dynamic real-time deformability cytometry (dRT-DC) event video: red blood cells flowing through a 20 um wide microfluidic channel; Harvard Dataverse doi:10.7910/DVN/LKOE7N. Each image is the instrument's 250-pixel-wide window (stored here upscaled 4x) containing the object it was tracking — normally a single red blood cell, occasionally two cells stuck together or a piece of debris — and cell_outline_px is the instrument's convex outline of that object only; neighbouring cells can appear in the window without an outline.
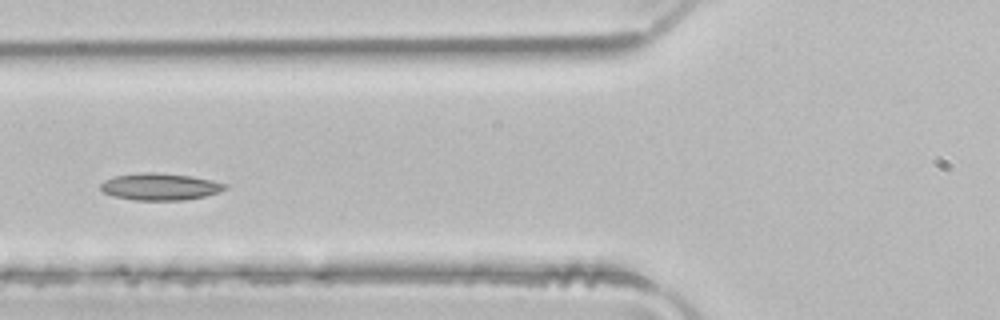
{"species": "common noctule bat (a hibernating species)", "species_latin": "Nyctalus noctula", "temperature_condition": "room temperature", "stored_images_in_passage": 7, "camera_frame_rate_fps": 3000, "um_per_image_px": 0.085, "animal": {"sex": "male", "body_mass_g": 21.5, "forearm_length_mm": 52.0}, "frame": {"image": 1, "passage_image": 7, "time_ms": 2.0, "image_size_px": [1000, 320], "cell_outline_px": [[228, 188], [220, 192], [204, 196], [184, 200], [136, 200], [112, 196], [104, 192], [100, 188], [100, 184], [104, 180], [112, 176], [144, 172], [152, 172], [188, 176], [212, 180], [228, 184]], "centroid_in_image_um": [13.59, 15.87], "position_along_channel_um": 112.2, "area_um2": 19.54}}